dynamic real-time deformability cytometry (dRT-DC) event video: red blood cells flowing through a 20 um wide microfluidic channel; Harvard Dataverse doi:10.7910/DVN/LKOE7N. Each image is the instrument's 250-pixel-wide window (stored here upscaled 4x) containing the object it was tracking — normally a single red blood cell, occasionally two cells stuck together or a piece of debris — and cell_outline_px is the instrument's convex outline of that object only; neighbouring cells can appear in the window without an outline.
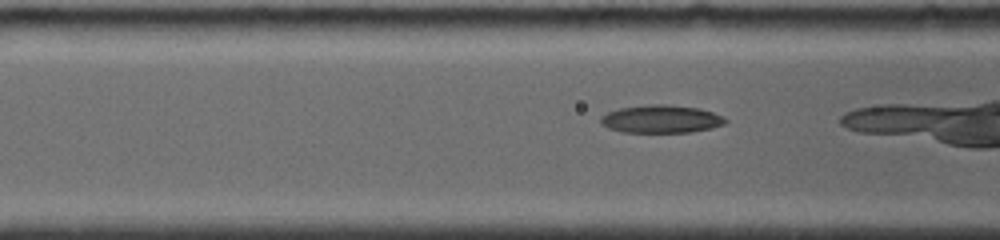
{"species": "common noctule bat (a hibernating species)", "species_latin": "Nyctalus noctula", "temperature_condition": "room temperature", "stored_images_in_passage": 40, "camera_frame_rate_fps": 4000, "um_per_image_px": 0.085, "animal": {"sex": "female", "body_mass_g": 19.0, "forearm_length_mm": 56.7}, "frame": {"image": 1, "passage_image": 5, "time_ms": 1.0, "image_size_px": [1000, 240], "cell_outline_px": [[728, 120], [724, 124], [712, 128], [688, 132], [624, 132], [608, 128], [600, 120], [600, 116], [608, 112], [620, 108], [652, 104], [668, 104], [696, 108], [712, 112]], "centroid_in_image_um": [56.18, 10.12], "position_along_channel_um": 110.4, "area_um2": 20.0}}
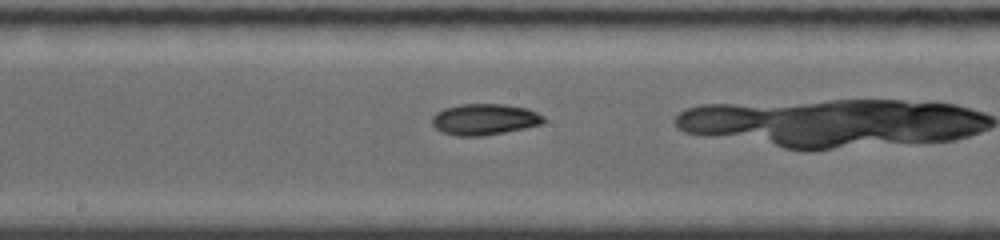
{"frame": {"image": 2, "passage_image": 13, "time_ms": 3.5, "image_size_px": [1000, 240], "cell_outline_px": [[544, 120], [540, 124], [524, 128], [504, 132], [480, 136], [456, 136], [440, 132], [432, 124], [432, 116], [436, 112], [444, 108], [460, 104], [504, 104], [528, 108], [544, 116]], "centroid_in_image_um": [41.14, 10.14], "position_along_channel_um": 207.1, "area_um2": 20.29}}
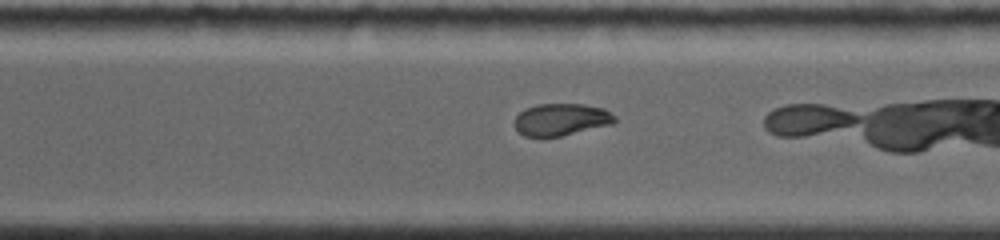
{"frame": {"image": 3, "passage_image": 26, "time_ms": 6.5, "image_size_px": [1000, 240], "cell_outline_px": [[616, 120], [612, 124], [560, 136], [524, 136], [516, 128], [516, 116], [524, 108], [536, 104], [584, 104], [604, 108], [616, 116]], "centroid_in_image_um": [47.72, 10.14], "position_along_channel_um": 322.9, "area_um2": 18.61}}